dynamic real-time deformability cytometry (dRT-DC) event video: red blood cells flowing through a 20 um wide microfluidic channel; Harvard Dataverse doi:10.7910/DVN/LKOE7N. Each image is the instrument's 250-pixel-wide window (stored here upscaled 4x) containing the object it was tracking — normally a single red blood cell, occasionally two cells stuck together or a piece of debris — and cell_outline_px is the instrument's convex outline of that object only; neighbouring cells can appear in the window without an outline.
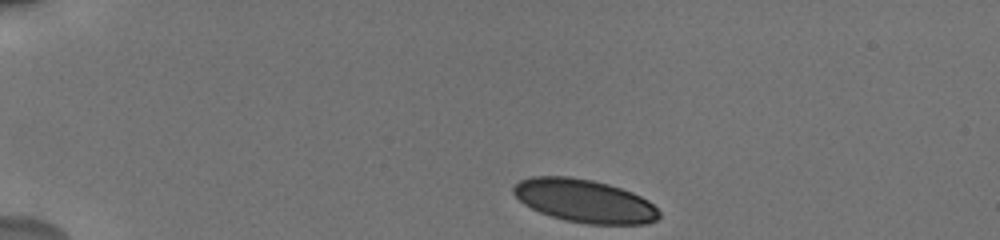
{"species": "human", "species_latin": "Homo sapiens", "temperature_condition": "cold", "stored_images_in_passage": 16, "camera_frame_rate_fps": 3000, "um_per_image_px": 0.085, "donor": {"sex": "male"}, "frame": {"image": 1, "passage_image": 1, "time_ms": 0.0, "image_size_px": [1000, 240], "cell_outline_px": [[660, 216], [656, 220], [648, 224], [588, 224], [564, 220], [540, 212], [524, 204], [512, 192], [512, 188], [520, 180], [532, 176], [568, 176], [592, 180], [608, 184], [632, 192], [648, 200], [660, 212]], "centroid_in_image_um": [49.68, 17.08], "position_along_channel_um": 35.3, "area_um2": 36.53}}
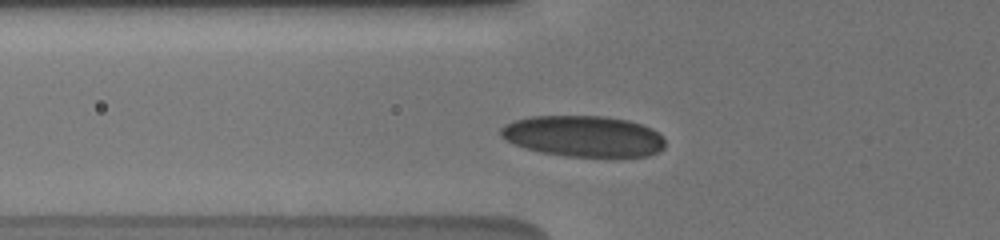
{"frame": {"image": 2, "passage_image": 9, "time_ms": 3.0, "image_size_px": [1000, 240], "cell_outline_px": [[664, 148], [648, 156], [564, 156], [540, 152], [516, 144], [500, 136], [500, 128], [504, 124], [516, 120], [532, 116], [604, 116], [628, 120], [652, 128], [664, 140]], "centroid_in_image_um": [49.58, 11.57], "position_along_channel_um": 76.2, "area_um2": 39.02}}
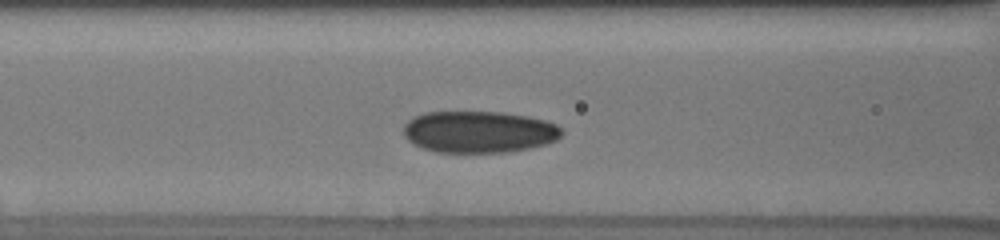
{"frame": {"image": 3, "passage_image": 14, "time_ms": 4.333, "image_size_px": [1000, 240], "cell_outline_px": [[564, 132], [556, 140], [544, 144], [528, 148], [508, 152], [436, 152], [412, 144], [404, 136], [404, 124], [412, 116], [424, 112], [500, 112], [524, 116], [544, 120], [556, 124]], "centroid_in_image_um": [40.67, 11.2], "position_along_channel_um": 125.9, "area_um2": 38.44}}